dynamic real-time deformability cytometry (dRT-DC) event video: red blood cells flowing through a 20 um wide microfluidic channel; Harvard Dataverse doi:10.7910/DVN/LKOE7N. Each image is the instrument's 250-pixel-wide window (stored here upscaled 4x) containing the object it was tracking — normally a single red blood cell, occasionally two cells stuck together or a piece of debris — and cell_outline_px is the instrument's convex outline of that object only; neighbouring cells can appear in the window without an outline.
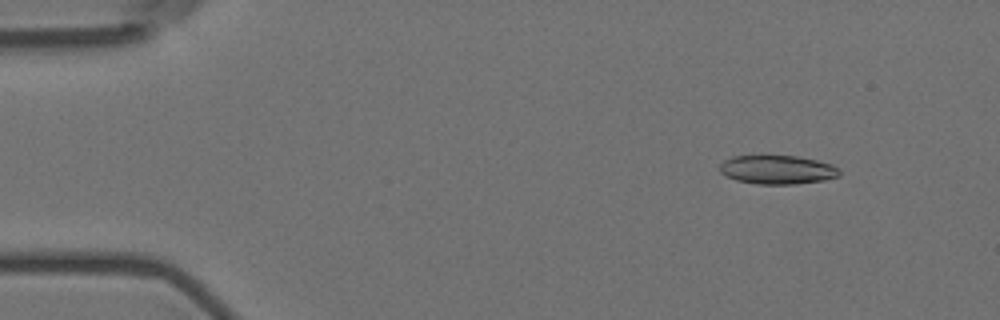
{"species": "Egyptian fruit bat (a non-hibernating species)", "species_latin": "Rousettus aegyptiacus", "temperature_condition": "room temperature", "stored_images_in_passage": 20, "camera_frame_rate_fps": 3000, "um_per_image_px": 0.085, "animal": {"sex": "female"}, "frame": {"image": 1, "passage_image": 4, "time_ms": 1.0, "image_size_px": [1000, 320], "cell_outline_px": [[840, 176], [824, 180], [796, 184], [756, 184], [736, 180], [720, 172], [720, 164], [724, 160], [732, 156], [768, 152], [796, 156], [816, 160], [832, 164], [840, 172]], "centroid_in_image_um": [66.03, 14.37], "position_along_channel_um": 19.0, "area_um2": 20.92}}
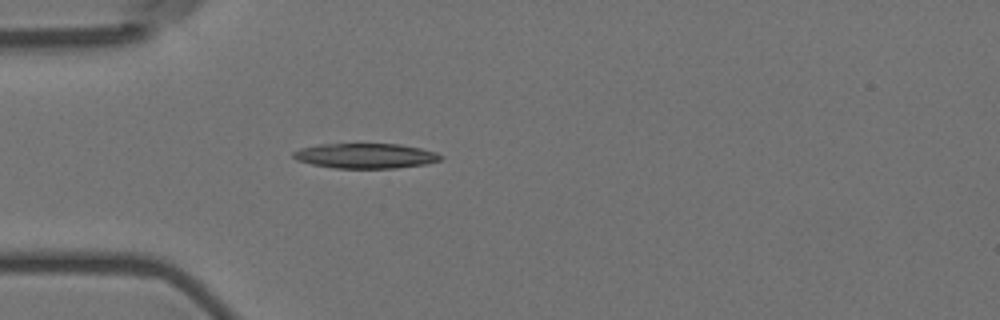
{"frame": {"image": 2, "passage_image": 14, "time_ms": 4.333, "image_size_px": [1000, 320], "cell_outline_px": [[444, 156], [440, 160], [424, 164], [396, 168], [332, 168], [312, 164], [296, 160], [292, 156], [292, 152], [300, 148], [320, 144], [400, 144], [420, 148], [436, 152]], "centroid_in_image_um": [31.05, 13.24], "position_along_channel_um": 54.0, "area_um2": 21.5}}
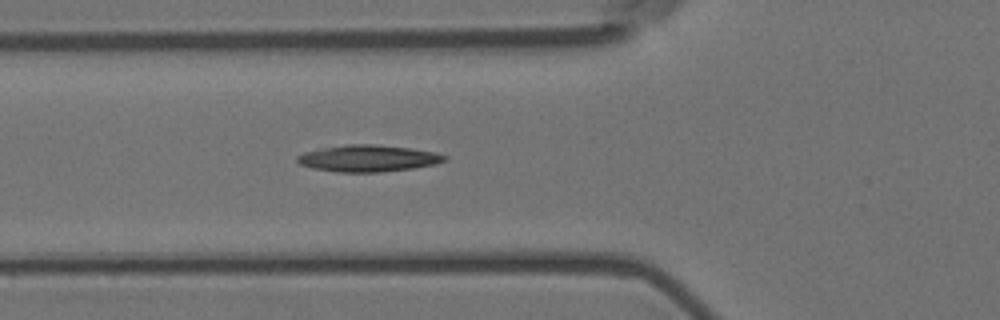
{"frame": {"image": 3, "passage_image": 18, "time_ms": 5.667, "image_size_px": [1000, 320], "cell_outline_px": [[448, 160], [436, 164], [412, 168], [380, 172], [336, 172], [312, 168], [300, 164], [296, 160], [296, 156], [304, 152], [324, 148], [348, 144], [376, 144], [408, 148], [436, 152], [448, 156]], "centroid_in_image_um": [31.31, 13.46], "position_along_channel_um": 94.5, "area_um2": 22.89}}